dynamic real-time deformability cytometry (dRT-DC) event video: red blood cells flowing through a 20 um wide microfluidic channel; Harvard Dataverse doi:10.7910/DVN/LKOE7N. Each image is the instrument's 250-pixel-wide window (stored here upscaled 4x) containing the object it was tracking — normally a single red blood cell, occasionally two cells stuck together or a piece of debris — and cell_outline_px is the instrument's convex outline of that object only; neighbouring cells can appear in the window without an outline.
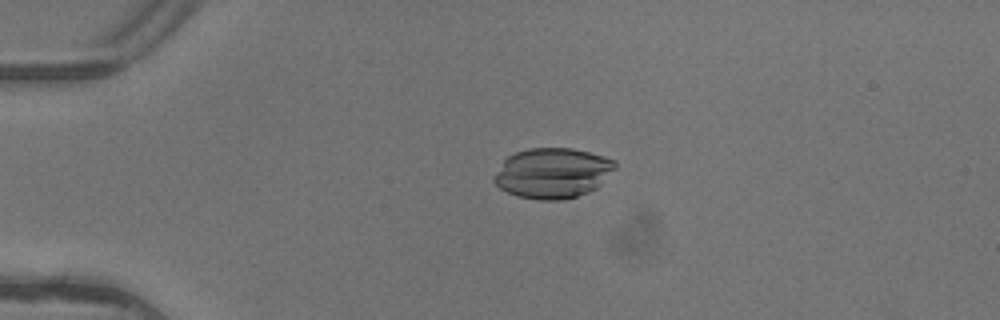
{"species": "common noctule bat (a hibernating species)", "species_latin": "Nyctalus noctula", "temperature_condition": "warm", "stored_images_in_passage": 5, "camera_frame_rate_fps": 3000, "um_per_image_px": 0.085, "animal": {"sex": "female"}, "frame": {"image": 1, "passage_image": 4, "time_ms": 1.0, "image_size_px": [1000, 320], "cell_outline_px": [[616, 168], [596, 188], [588, 192], [576, 196], [560, 200], [540, 200], [516, 196], [500, 188], [492, 180], [492, 176], [504, 160], [508, 156], [516, 152], [528, 148], [572, 148], [588, 152], [612, 160], [616, 164]], "centroid_in_image_um": [46.93, 14.71], "position_along_channel_um": 38.1, "area_um2": 35.32}}